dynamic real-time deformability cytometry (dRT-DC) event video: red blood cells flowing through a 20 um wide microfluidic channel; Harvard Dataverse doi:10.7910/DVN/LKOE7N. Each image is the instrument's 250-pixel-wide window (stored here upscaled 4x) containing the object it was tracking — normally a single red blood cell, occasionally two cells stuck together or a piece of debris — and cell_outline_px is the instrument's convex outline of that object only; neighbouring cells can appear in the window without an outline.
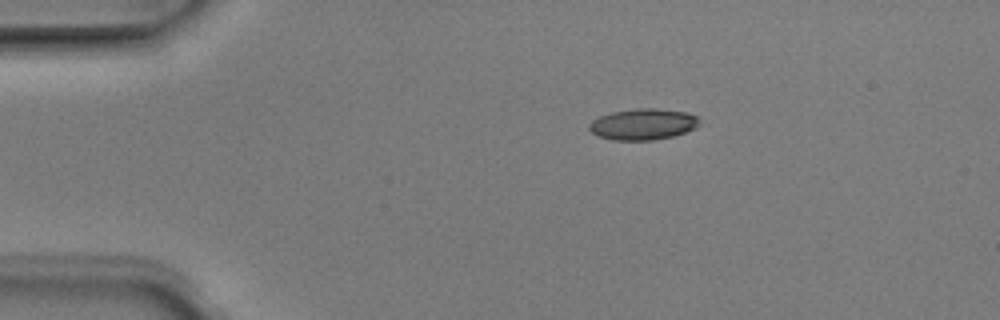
{"species": "Egyptian fruit bat (a non-hibernating species)", "species_latin": "Rousettus aegyptiacus", "temperature_condition": "room temperature", "stored_images_in_passage": 3, "camera_frame_rate_fps": 3000, "um_per_image_px": 0.085, "animal": {"sex": "male"}, "frame": {"image": 1, "passage_image": 1, "time_ms": 0.0, "image_size_px": [1000, 320], "cell_outline_px": [[700, 124], [696, 128], [672, 136], [652, 140], [612, 140], [600, 136], [592, 132], [588, 128], [588, 124], [592, 120], [600, 116], [612, 112], [636, 108], [656, 108], [688, 112], [696, 116], [700, 120]], "centroid_in_image_um": [54.67, 10.55], "position_along_channel_um": 30.3, "area_um2": 20.06}}